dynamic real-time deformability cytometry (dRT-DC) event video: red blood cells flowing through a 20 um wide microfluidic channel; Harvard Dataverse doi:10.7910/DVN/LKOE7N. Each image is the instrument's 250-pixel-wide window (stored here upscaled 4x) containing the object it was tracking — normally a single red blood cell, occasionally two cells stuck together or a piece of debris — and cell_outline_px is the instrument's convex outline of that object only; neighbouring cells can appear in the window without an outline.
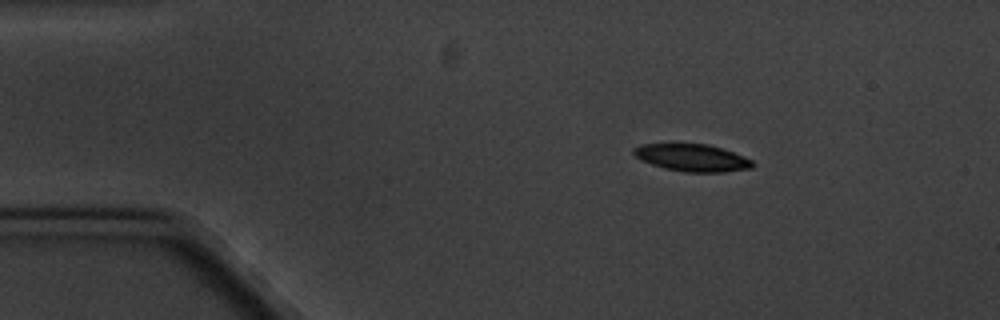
{"species": "common noctule bat (a hibernating species)", "species_latin": "Nyctalus noctula", "temperature_condition": "cold", "stored_images_in_passage": 4, "camera_frame_rate_fps": 3000, "um_per_image_px": 0.085, "animal": {"sex": "male", "body_mass_g": 20.1, "forearm_length_mm": 53.5}, "frame": {"image": 1, "passage_image": 1, "time_ms": 0.0, "image_size_px": [1000, 320], "cell_outline_px": [[756, 164], [752, 168], [724, 172], [684, 172], [664, 168], [652, 164], [636, 156], [632, 152], [632, 148], [640, 144], [708, 144], [732, 152], [752, 160]], "centroid_in_image_um": [58.84, 13.41], "position_along_channel_um": 26.2, "area_um2": 18.73}}
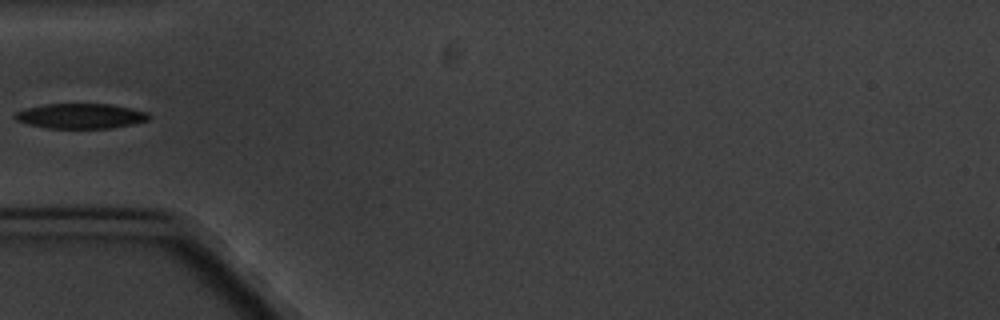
{"frame": {"image": 2, "passage_image": 4, "time_ms": 3.333, "image_size_px": [1000, 320], "cell_outline_px": [[152, 116], [148, 120], [132, 124], [108, 128], [48, 128], [28, 124], [16, 120], [12, 116], [16, 112], [28, 108], [44, 104], [108, 104], [132, 108], [148, 112]], "centroid_in_image_um": [6.87, 9.86], "position_along_channel_um": 78.1, "area_um2": 19.48}}